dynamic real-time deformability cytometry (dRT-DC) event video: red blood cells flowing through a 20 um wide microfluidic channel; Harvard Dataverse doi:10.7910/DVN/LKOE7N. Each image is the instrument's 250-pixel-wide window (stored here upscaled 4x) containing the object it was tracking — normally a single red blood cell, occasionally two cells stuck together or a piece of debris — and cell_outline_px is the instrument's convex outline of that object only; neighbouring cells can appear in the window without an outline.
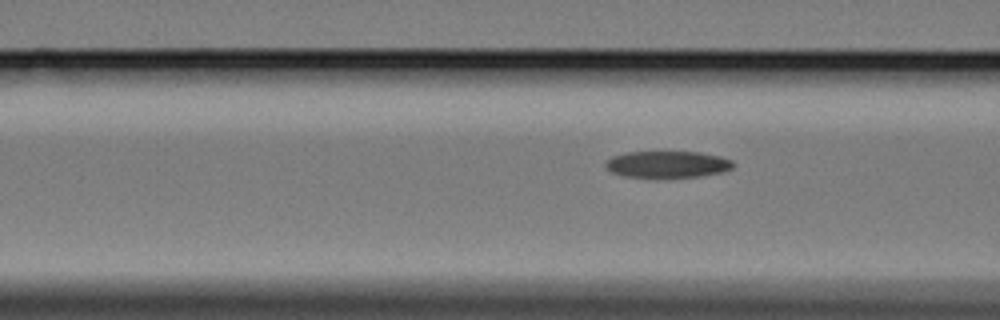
{"species": "Egyptian fruit bat (a non-hibernating species)", "species_latin": "Rousettus aegyptiacus", "temperature_condition": "cold", "stored_images_in_passage": 7, "camera_frame_rate_fps": 3000, "um_per_image_px": 0.085, "animal": {"sex": "female"}, "frame": {"image": 1, "passage_image": 7, "time_ms": 7.0, "image_size_px": [1000, 320], "cell_outline_px": [[736, 164], [732, 168], [720, 172], [700, 176], [656, 180], [652, 180], [624, 176], [612, 172], [604, 164], [612, 156], [624, 152], [700, 152], [720, 156], [732, 160]], "centroid_in_image_um": [56.72, 14.0], "position_along_channel_um": 109.9, "area_um2": 20.58}}